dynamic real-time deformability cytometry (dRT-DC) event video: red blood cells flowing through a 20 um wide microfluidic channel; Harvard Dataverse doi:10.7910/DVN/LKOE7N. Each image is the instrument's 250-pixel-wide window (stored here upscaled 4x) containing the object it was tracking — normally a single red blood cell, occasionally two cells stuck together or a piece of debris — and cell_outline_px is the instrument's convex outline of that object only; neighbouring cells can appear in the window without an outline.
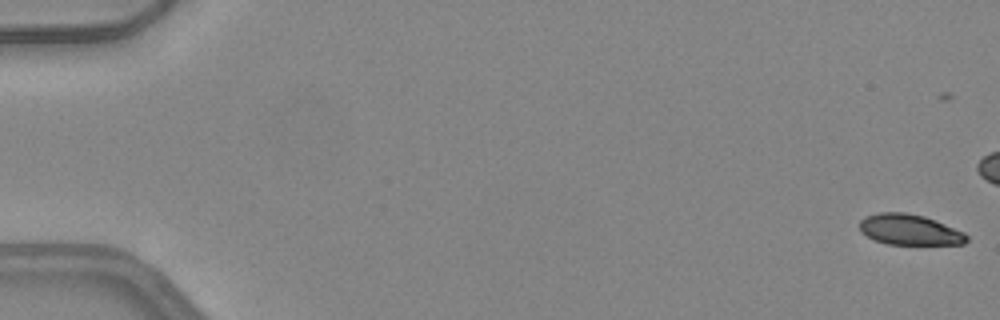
{"species": "common noctule bat (a hibernating species)", "species_latin": "Nyctalus noctula", "temperature_condition": "warm", "stored_images_in_passage": 11, "camera_frame_rate_fps": 3000, "um_per_image_px": 0.085, "animal": {"sex": "female", "body_mass_g": 24.6, "forearm_length_mm": 56.2}, "frame": {"image": 1, "passage_image": 1, "time_ms": 0.0, "image_size_px": [1000, 320], "cell_outline_px": [[968, 240], [964, 244], [888, 244], [876, 240], [860, 232], [860, 220], [864, 216], [880, 212], [904, 212], [924, 216], [964, 232], [968, 236]], "centroid_in_image_um": [77.3, 19.52], "position_along_channel_um": 7.7, "area_um2": 19.02}}